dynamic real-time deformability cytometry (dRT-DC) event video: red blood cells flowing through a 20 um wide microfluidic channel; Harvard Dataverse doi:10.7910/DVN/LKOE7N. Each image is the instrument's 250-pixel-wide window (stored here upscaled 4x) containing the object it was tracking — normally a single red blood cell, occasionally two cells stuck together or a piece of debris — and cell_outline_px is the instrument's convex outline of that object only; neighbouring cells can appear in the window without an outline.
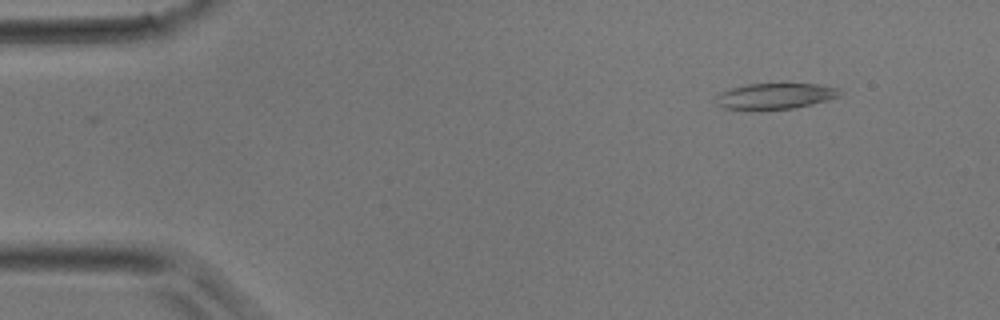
{"species": "common noctule bat (a hibernating species)", "species_latin": "Nyctalus noctula", "temperature_condition": "room temperature", "stored_images_in_passage": 11, "camera_frame_rate_fps": 3000, "um_per_image_px": 0.085, "animal": {"sex": "male", "body_mass_g": 17.9}, "frame": {"image": 1, "passage_image": 11, "time_ms": 3.333, "image_size_px": [1000, 320], "cell_outline_px": [[840, 96], [828, 100], [792, 108], [724, 108], [716, 104], [716, 96], [732, 88], [748, 84], [820, 84], [836, 88], [840, 92]], "centroid_in_image_um": [65.92, 8.14], "position_along_channel_um": 19.1, "area_um2": 17.92}}